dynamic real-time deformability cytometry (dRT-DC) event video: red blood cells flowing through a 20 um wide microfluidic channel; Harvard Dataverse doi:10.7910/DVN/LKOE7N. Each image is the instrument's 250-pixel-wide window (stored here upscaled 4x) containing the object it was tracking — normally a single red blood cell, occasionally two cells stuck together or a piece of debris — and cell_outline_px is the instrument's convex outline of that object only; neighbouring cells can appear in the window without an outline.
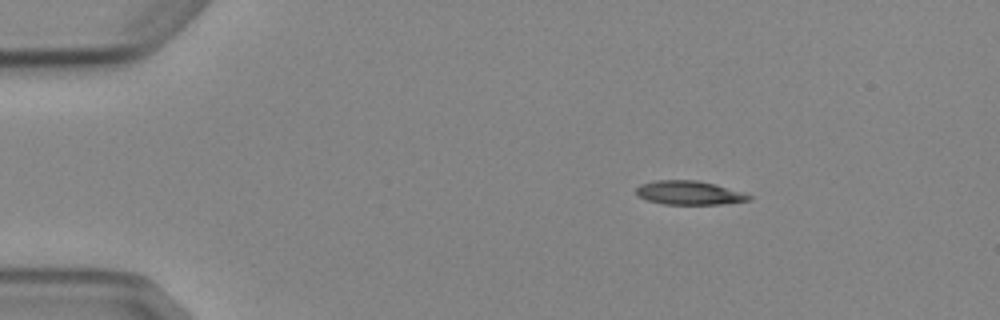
{"species": "Egyptian fruit bat (a non-hibernating species)", "species_latin": "Rousettus aegyptiacus", "temperature_condition": "cold", "stored_images_in_passage": 2, "camera_frame_rate_fps": 3000, "um_per_image_px": 0.085, "animal": {"sex": "female"}, "frame": {"image": 1, "passage_image": 1, "time_ms": 0.0, "image_size_px": [1000, 320], "cell_outline_px": [[752, 200], [720, 204], [664, 204], [648, 200], [636, 196], [636, 188], [640, 184], [656, 180], [696, 180], [716, 184], [744, 192], [752, 196]], "centroid_in_image_um": [58.59, 16.38], "position_along_channel_um": 26.4, "area_um2": 15.78}}